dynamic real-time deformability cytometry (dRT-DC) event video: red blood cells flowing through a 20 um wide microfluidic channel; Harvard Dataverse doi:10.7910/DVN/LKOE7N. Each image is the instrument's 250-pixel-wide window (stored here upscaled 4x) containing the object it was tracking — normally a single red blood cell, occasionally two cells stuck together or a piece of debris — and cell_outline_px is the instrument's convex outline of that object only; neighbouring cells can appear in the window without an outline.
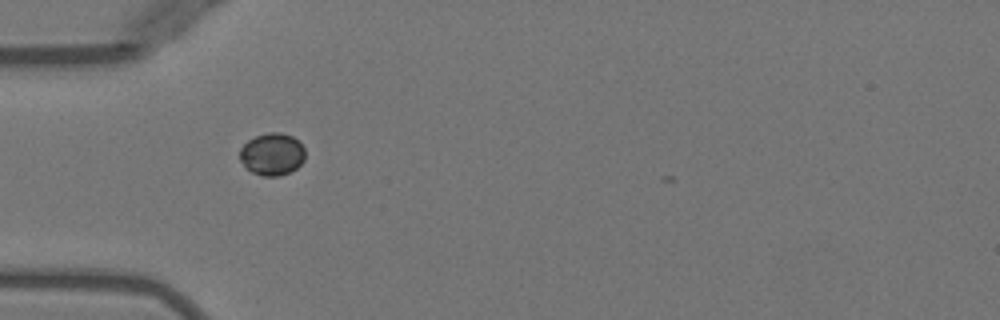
{"species": "Egyptian fruit bat (a non-hibernating species)", "species_latin": "Rousettus aegyptiacus", "temperature_condition": "warm", "stored_images_in_passage": 32, "camera_frame_rate_fps": 3000, "um_per_image_px": 0.085, "animal": {"sex": "female"}, "frame": {"image": 1, "passage_image": 2, "time_ms": 0.333, "image_size_px": [1000, 320], "cell_outline_px": [[304, 160], [296, 168], [280, 176], [264, 176], [252, 172], [244, 168], [240, 160], [240, 148], [248, 140], [256, 136], [268, 132], [280, 132], [292, 136], [304, 148]], "centroid_in_image_um": [23.1, 13.11], "position_along_channel_um": 61.9, "area_um2": 16.07}}
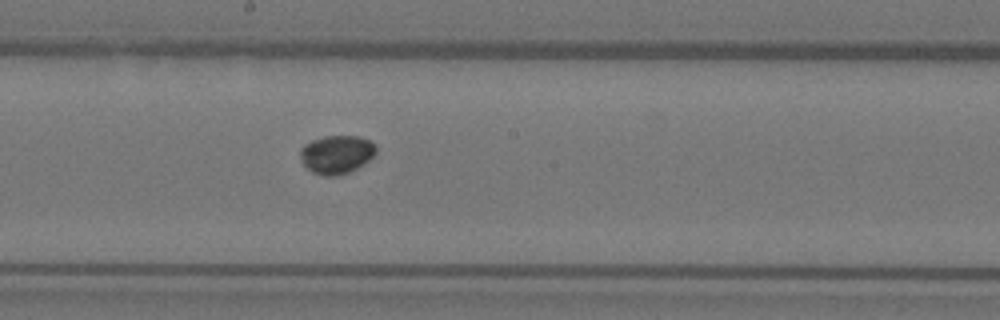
{"frame": {"image": 2, "passage_image": 14, "time_ms": 4.333, "image_size_px": [1000, 320], "cell_outline_px": [[376, 152], [364, 164], [348, 172], [336, 176], [324, 176], [312, 172], [300, 160], [300, 148], [304, 144], [312, 140], [324, 136], [360, 136], [376, 144]], "centroid_in_image_um": [28.59, 13.12], "position_along_channel_um": 219.6, "area_um2": 16.99}}
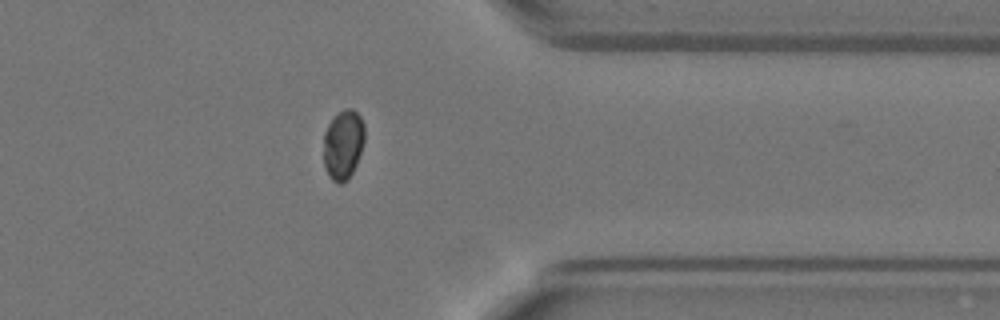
{"frame": {"image": 3, "passage_image": 27, "time_ms": 8.667, "image_size_px": [1000, 320], "cell_outline_px": [[364, 140], [356, 164], [348, 180], [340, 184], [336, 184], [332, 180], [324, 168], [324, 132], [328, 124], [344, 108], [352, 108], [360, 116], [364, 124]], "centroid_in_image_um": [29.16, 12.31], "position_along_channel_um": 382.2, "area_um2": 16.59}}